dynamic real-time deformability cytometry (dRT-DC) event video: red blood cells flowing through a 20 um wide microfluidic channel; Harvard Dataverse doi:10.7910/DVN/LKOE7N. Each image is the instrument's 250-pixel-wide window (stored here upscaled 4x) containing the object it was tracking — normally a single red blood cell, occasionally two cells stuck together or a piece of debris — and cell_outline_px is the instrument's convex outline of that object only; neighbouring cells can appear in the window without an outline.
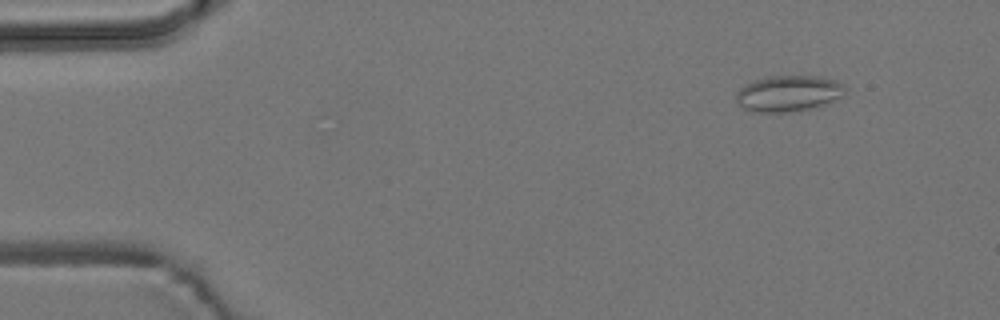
{"species": "common noctule bat (a hibernating species)", "species_latin": "Nyctalus noctula", "temperature_condition": "room temperature", "stored_images_in_passage": 3, "camera_frame_rate_fps": 3000, "um_per_image_px": 0.085, "animal": {"sex": "male", "body_mass_g": 19.2, "forearm_length_mm": 51.8}, "frame": {"image": 1, "passage_image": 2, "time_ms": 1.0, "image_size_px": [1000, 320], "cell_outline_px": [[844, 96], [824, 104], [808, 108], [788, 112], [760, 112], [744, 108], [736, 100], [736, 92], [744, 84], [768, 76], [820, 76], [836, 80], [844, 84]], "centroid_in_image_um": [67.03, 7.92], "position_along_channel_um": 18.0, "area_um2": 22.72}}